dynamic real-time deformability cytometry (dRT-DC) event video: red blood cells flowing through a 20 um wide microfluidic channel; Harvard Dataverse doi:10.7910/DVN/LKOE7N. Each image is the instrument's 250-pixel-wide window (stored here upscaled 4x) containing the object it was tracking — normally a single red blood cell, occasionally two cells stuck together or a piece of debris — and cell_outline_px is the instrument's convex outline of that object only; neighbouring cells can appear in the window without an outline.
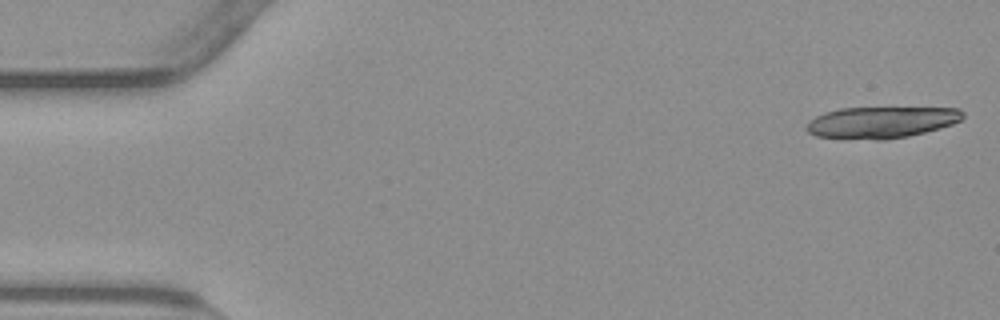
{"species": "common noctule bat (a hibernating species)", "species_latin": "Nyctalus noctula", "temperature_condition": "warm", "stored_images_in_passage": 13, "camera_frame_rate_fps": 3000, "um_per_image_px": 0.085, "animal": {"sex": "male", "body_mass_g": 23.1, "forearm_length_mm": 52.7}, "frame": {"image": 1, "passage_image": 1, "time_ms": 0.0, "image_size_px": [1000, 320], "cell_outline_px": [[964, 116], [960, 120], [952, 124], [940, 128], [908, 136], [884, 140], [872, 140], [816, 136], [808, 132], [804, 128], [808, 120], [824, 112], [840, 108], [960, 108], [964, 112]], "centroid_in_image_um": [74.88, 10.4], "position_along_channel_um": 10.1, "area_um2": 28.78}}